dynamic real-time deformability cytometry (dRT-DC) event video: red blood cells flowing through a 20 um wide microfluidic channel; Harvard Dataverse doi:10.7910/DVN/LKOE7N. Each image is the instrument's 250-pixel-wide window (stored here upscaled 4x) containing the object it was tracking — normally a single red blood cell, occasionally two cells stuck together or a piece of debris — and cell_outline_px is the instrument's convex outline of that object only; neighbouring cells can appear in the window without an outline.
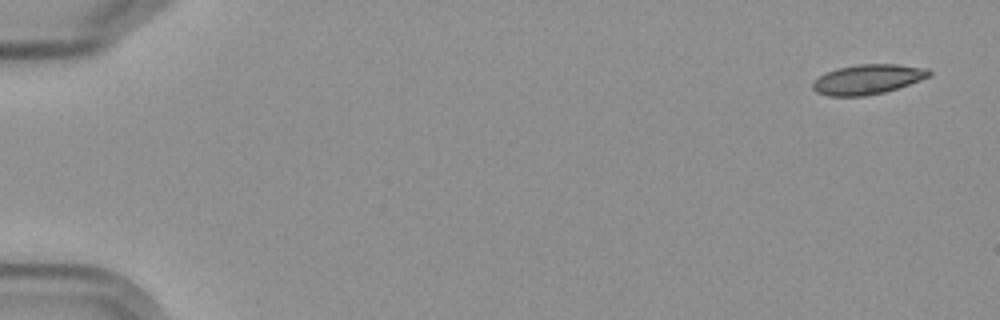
{"species": "Egyptian fruit bat (a non-hibernating species)", "species_latin": "Rousettus aegyptiacus", "temperature_condition": "cold", "stored_images_in_passage": 5, "camera_frame_rate_fps": 3000, "um_per_image_px": 0.085, "frame": {"image": 1, "passage_image": 1, "time_ms": 0.0, "image_size_px": [1000, 320], "cell_outline_px": [[932, 76], [884, 92], [864, 96], [828, 96], [816, 92], [812, 88], [812, 80], [836, 68], [856, 64], [896, 64], [928, 68], [932, 72]], "centroid_in_image_um": [73.74, 6.73], "position_along_channel_um": 11.3, "area_um2": 20.29}}
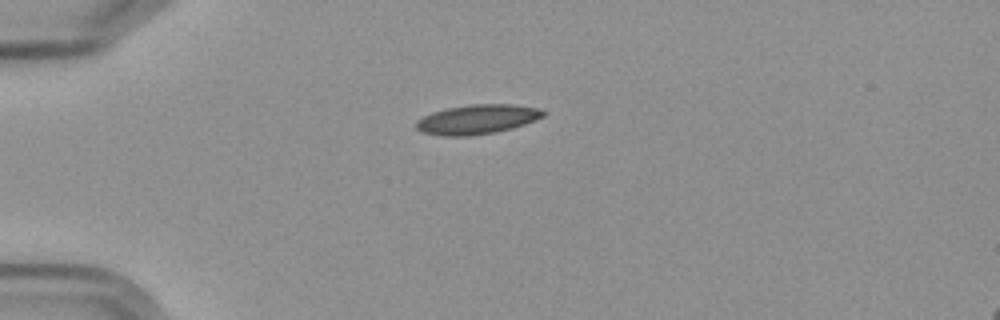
{"frame": {"image": 2, "passage_image": 4, "time_ms": 4.333, "image_size_px": [1000, 320], "cell_outline_px": [[548, 112], [544, 116], [536, 120], [512, 128], [496, 132], [468, 136], [440, 136], [424, 132], [416, 128], [416, 120], [432, 112], [448, 108], [472, 104], [512, 104], [540, 108]], "centroid_in_image_um": [40.6, 10.14], "position_along_channel_um": 44.4, "area_um2": 21.91}}